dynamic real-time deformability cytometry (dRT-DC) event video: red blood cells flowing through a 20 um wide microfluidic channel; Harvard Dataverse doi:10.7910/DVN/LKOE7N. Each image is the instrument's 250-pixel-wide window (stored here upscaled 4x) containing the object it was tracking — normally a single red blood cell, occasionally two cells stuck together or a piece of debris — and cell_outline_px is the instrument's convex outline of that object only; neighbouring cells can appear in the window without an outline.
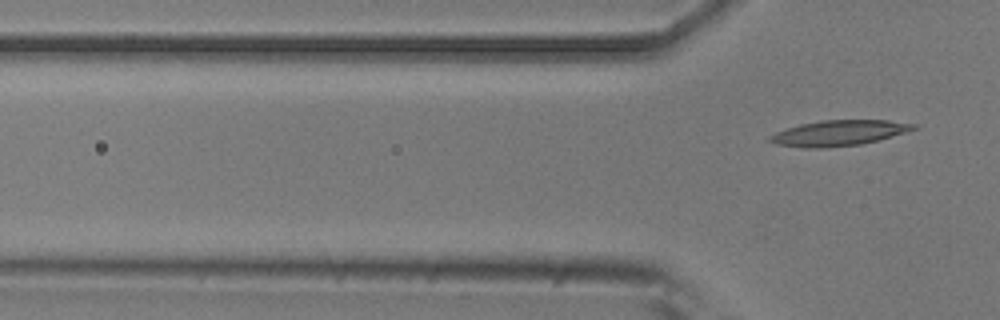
{"species": "common noctule bat (a hibernating species)", "species_latin": "Nyctalus noctula", "temperature_condition": "room temperature", "stored_images_in_passage": 5, "camera_frame_rate_fps": 3000, "um_per_image_px": 0.085, "animal": {"sex": "male", "body_mass_g": 20.5, "forearm_length_mm": 52.5}, "frame": {"image": 1, "passage_image": 5, "time_ms": 5.667, "image_size_px": [1000, 320], "cell_outline_px": [[920, 128], [892, 136], [860, 144], [820, 148], [804, 148], [776, 144], [768, 140], [768, 136], [776, 132], [800, 124], [820, 120], [888, 120], [916, 124]], "centroid_in_image_um": [71.3, 11.3], "position_along_channel_um": 54.5, "area_um2": 21.27}}